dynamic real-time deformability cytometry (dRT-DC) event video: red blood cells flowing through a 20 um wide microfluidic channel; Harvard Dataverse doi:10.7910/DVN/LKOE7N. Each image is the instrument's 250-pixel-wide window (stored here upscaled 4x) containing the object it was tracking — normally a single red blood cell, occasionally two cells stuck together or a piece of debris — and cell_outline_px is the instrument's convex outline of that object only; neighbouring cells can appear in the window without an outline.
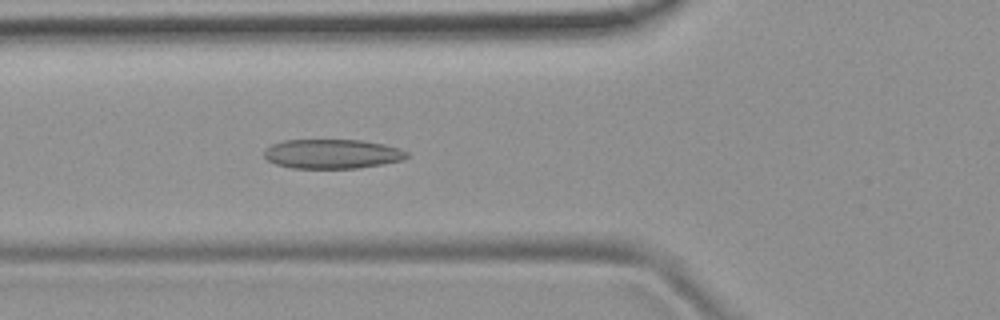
{"species": "common noctule bat (a hibernating species)", "species_latin": "Nyctalus noctula", "temperature_condition": "room temperature", "stored_images_in_passage": 45, "camera_frame_rate_fps": 3000, "um_per_image_px": 0.085, "animal": {"sex": "female", "body_mass_g": 19.9}, "frame": {"image": 1, "passage_image": 11, "time_ms": 3.333, "image_size_px": [1000, 320], "cell_outline_px": [[408, 156], [404, 160], [356, 168], [292, 168], [276, 164], [268, 160], [264, 156], [264, 152], [272, 144], [284, 140], [360, 140], [384, 144], [400, 148], [408, 152]], "centroid_in_image_um": [28.25, 13.08], "position_along_channel_um": 97.5, "area_um2": 24.33}}
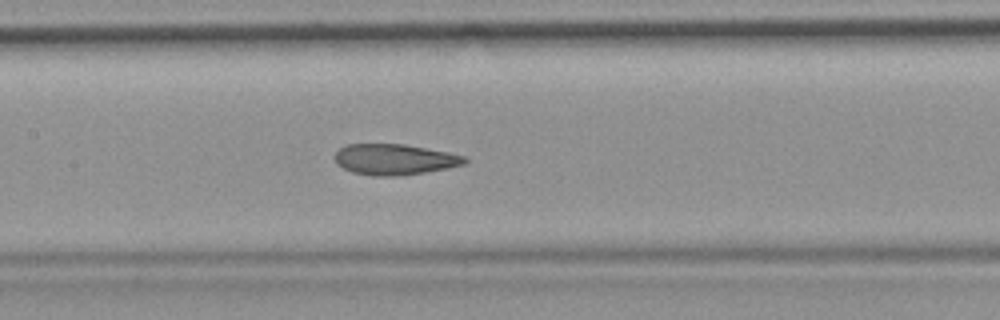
{"frame": {"image": 2, "passage_image": 17, "time_ms": 5.333, "image_size_px": [1000, 320], "cell_outline_px": [[468, 160], [464, 164], [448, 168], [424, 172], [396, 176], [372, 176], [352, 172], [336, 164], [336, 152], [340, 148], [348, 144], [404, 144], [448, 152], [464, 156]], "centroid_in_image_um": [33.53, 13.55], "position_along_channel_um": 173.9, "area_um2": 23.18}}
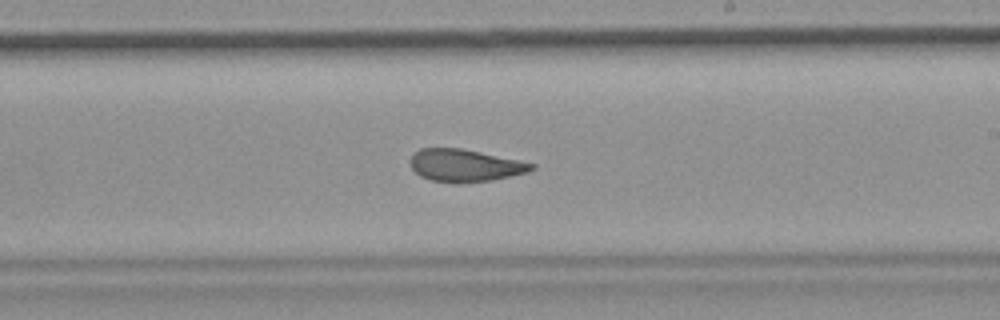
{"frame": {"image": 3, "passage_image": 23, "time_ms": 7.333, "image_size_px": [1000, 320], "cell_outline_px": [[536, 168], [528, 172], [492, 180], [456, 184], [432, 180], [420, 176], [412, 168], [408, 160], [420, 148], [460, 148], [520, 160], [536, 164]], "centroid_in_image_um": [39.53, 14.07], "position_along_channel_um": 249.5, "area_um2": 23.0}, "authors_computed_cell_mechanics": {"area_um2": 24.1604, "velocity_mm_per_s": 3.7976, "shape_relaxation_time_tau1_ms": null, "shape_relaxation_time_tau2_ms": 2.2551, "deformation_change_tau1": null, "deformation_change_tau2": 0.1005}}